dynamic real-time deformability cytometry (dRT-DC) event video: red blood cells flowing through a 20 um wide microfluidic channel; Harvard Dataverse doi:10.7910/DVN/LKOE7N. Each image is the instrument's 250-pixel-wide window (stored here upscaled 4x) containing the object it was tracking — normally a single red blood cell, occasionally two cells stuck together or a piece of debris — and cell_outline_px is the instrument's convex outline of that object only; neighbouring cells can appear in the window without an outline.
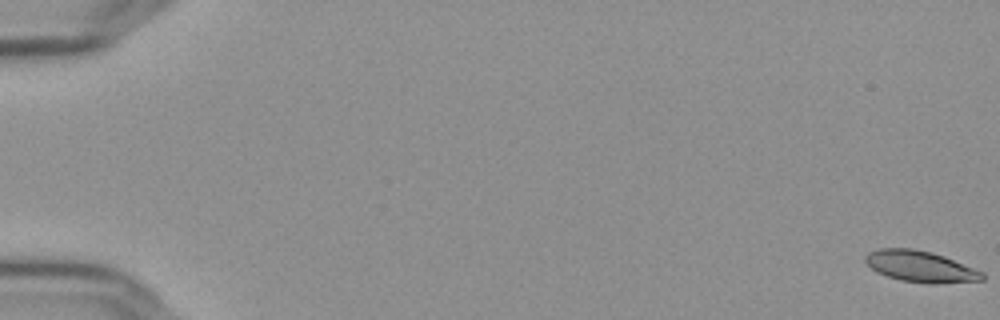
{"species": "Egyptian fruit bat (a non-hibernating species)", "species_latin": "Rousettus aegyptiacus", "temperature_condition": "cold", "stored_images_in_passage": 59, "camera_frame_rate_fps": 3000, "um_per_image_px": 0.085, "frame": {"image": 1, "passage_image": 1, "time_ms": 0.0, "image_size_px": [1000, 320], "cell_outline_px": [[984, 280], [936, 284], [928, 284], [900, 280], [876, 272], [864, 260], [864, 256], [868, 252], [880, 248], [912, 248], [932, 252], [944, 256], [984, 272]], "centroid_in_image_um": [78.24, 22.65], "position_along_channel_um": 6.8, "area_um2": 21.39}}
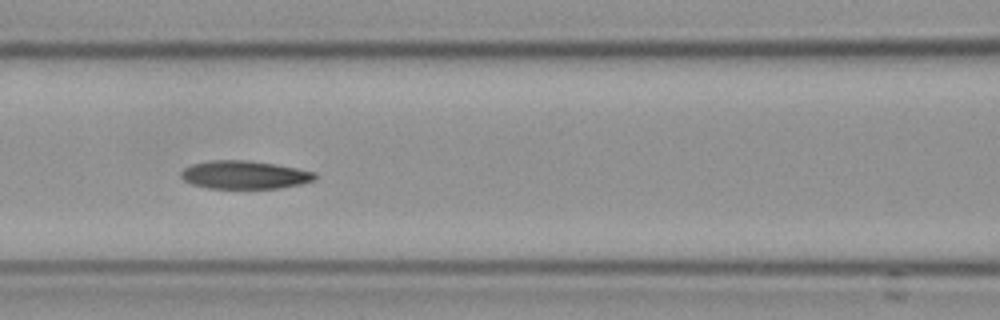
{"frame": {"image": 2, "passage_image": 27, "time_ms": 8.667, "image_size_px": [1000, 320], "cell_outline_px": [[316, 180], [300, 184], [280, 188], [208, 188], [192, 184], [184, 180], [180, 176], [180, 172], [184, 168], [192, 164], [212, 160], [248, 160], [276, 164], [316, 172]], "centroid_in_image_um": [20.79, 14.86], "position_along_channel_um": 145.8, "area_um2": 22.02}}
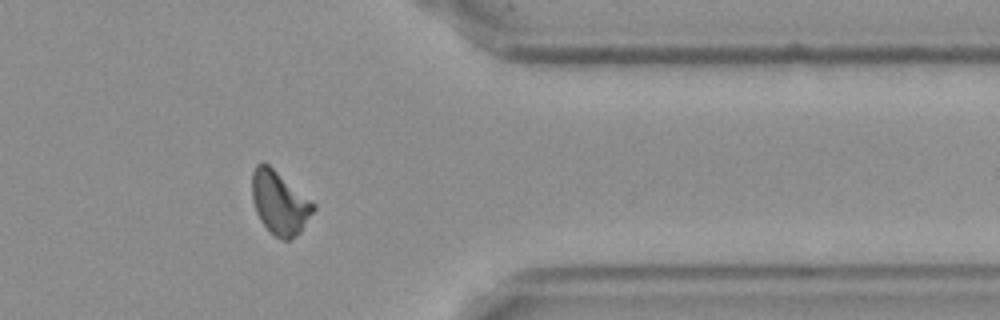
{"frame": {"image": 3, "passage_image": 48, "time_ms": 15.667, "image_size_px": [1000, 320], "cell_outline_px": [[316, 208], [300, 232], [288, 240], [280, 240], [260, 220], [256, 212], [252, 200], [252, 172], [256, 164], [260, 160], [268, 164], [316, 204]], "centroid_in_image_um": [23.75, 17.21], "position_along_channel_um": 387.6, "area_um2": 22.48}, "authors_computed_cell_mechanics": {"area_um2": 22.0796, "velocity_mm_per_s": 3.6206, "shape_relaxation_time_tau1_ms": 5.1482, "shape_relaxation_time_tau2_ms": 4.6898, "deformation_change_tau1": 0.1357, "deformation_change_tau2": 0.1116}}